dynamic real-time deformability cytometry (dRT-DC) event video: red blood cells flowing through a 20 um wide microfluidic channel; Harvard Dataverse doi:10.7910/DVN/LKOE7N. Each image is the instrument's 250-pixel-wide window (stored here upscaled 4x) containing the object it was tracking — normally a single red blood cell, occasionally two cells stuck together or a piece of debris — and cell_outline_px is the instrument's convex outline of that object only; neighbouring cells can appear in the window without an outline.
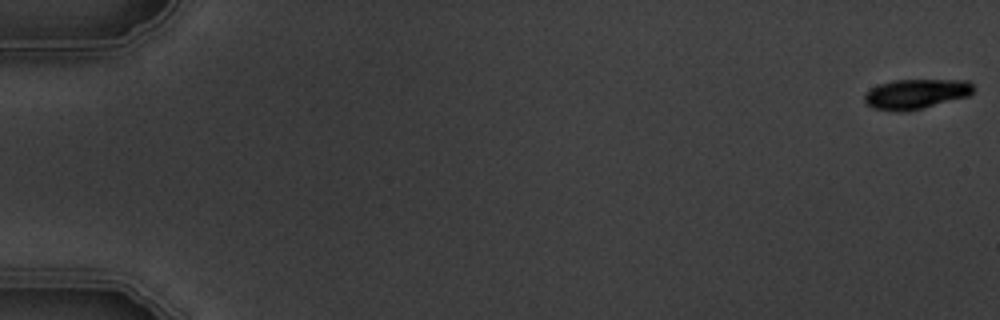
{"species": "common noctule bat (a hibernating species)", "species_latin": "Nyctalus noctula", "temperature_condition": "warm", "stored_images_in_passage": 5, "camera_frame_rate_fps": 3000, "um_per_image_px": 0.085, "animal": {"sex": "male", "body_mass_g": 19.5, "forearm_length_mm": 54.6}, "frame": {"image": 1, "passage_image": 1, "time_ms": 0.0, "image_size_px": [1000, 320], "cell_outline_px": [[972, 92], [968, 96], [904, 112], [896, 112], [872, 108], [864, 100], [864, 92], [880, 84], [892, 80], [968, 80], [972, 84]], "centroid_in_image_um": [77.8, 7.98], "position_along_channel_um": 7.2, "area_um2": 18.79}}
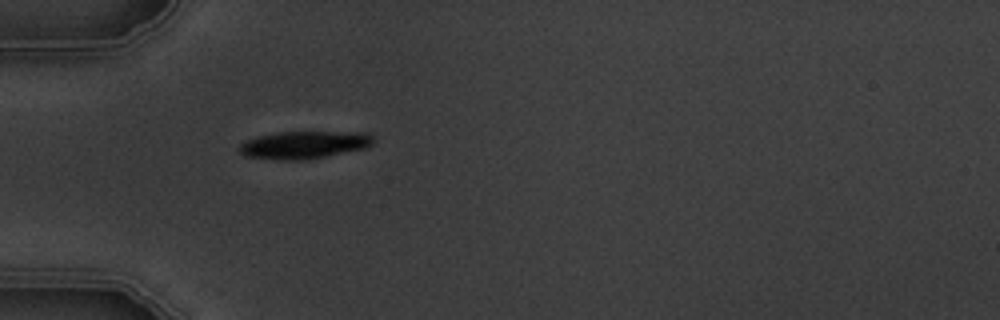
{"frame": {"image": 2, "passage_image": 5, "time_ms": 5.667, "image_size_px": [1000, 320], "cell_outline_px": [[372, 144], [368, 148], [308, 160], [280, 160], [244, 156], [240, 152], [240, 144], [248, 140], [260, 136], [276, 132], [368, 132], [372, 136]], "centroid_in_image_um": [25.9, 12.32], "position_along_channel_um": 59.1, "area_um2": 21.62}}